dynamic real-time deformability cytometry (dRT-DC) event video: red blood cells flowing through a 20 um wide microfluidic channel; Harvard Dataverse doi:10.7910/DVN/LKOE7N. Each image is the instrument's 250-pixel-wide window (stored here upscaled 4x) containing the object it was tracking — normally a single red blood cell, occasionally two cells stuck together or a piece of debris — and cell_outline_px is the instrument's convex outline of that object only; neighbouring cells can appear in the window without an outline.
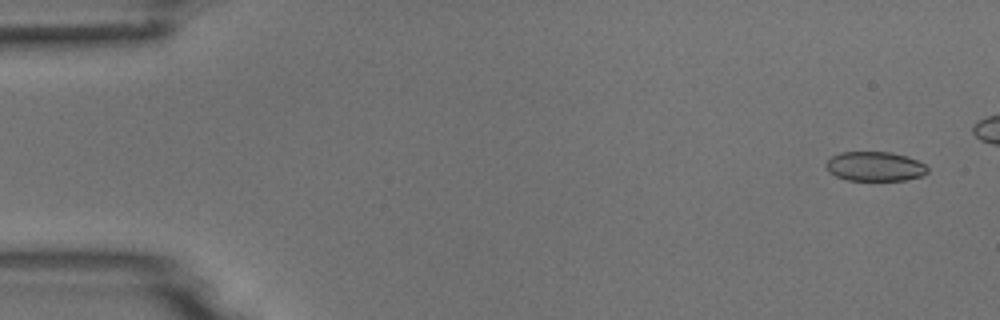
{"species": "common noctule bat (a hibernating species)", "species_latin": "Nyctalus noctula", "temperature_condition": "room temperature", "stored_images_in_passage": 7, "camera_frame_rate_fps": 3000, "um_per_image_px": 0.085, "animal": {"sex": "male", "body_mass_g": 18.8}, "frame": {"image": 1, "passage_image": 1, "time_ms": 0.0, "image_size_px": [1000, 320], "cell_outline_px": [[928, 172], [920, 176], [904, 180], [848, 180], [836, 176], [828, 172], [824, 164], [832, 156], [840, 152], [892, 152], [916, 160], [924, 164], [928, 168]], "centroid_in_image_um": [74.33, 14.14], "position_along_channel_um": 10.7, "area_um2": 17.34}}